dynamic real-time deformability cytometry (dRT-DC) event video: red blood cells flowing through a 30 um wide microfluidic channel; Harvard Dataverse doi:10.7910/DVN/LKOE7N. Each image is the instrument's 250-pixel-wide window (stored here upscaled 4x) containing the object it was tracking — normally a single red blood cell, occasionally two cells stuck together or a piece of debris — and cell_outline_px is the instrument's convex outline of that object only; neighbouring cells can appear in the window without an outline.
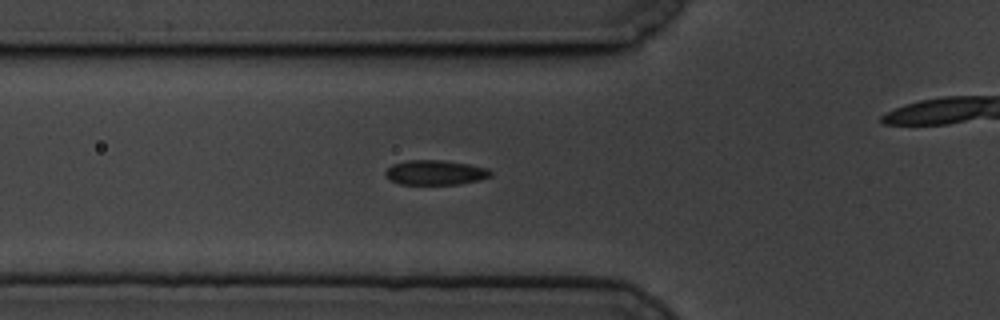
{"species": "common noctule bat (a hibernating species)", "species_latin": "Nyctalus noctula", "temperature_condition": "cold", "stored_images_in_passage": 41, "camera_frame_rate_fps": 3000, "um_per_image_px": 0.085, "animal": {"sex": "male", "body_mass_g": 19.5, "forearm_length_mm": 54.6}, "frame": {"image": 1, "passage_image": 2, "time_ms": 0.333, "image_size_px": [1000, 320], "cell_outline_px": [[492, 176], [480, 180], [460, 184], [400, 184], [392, 180], [384, 172], [392, 164], [408, 160], [440, 160], [468, 164], [488, 168], [492, 172]], "centroid_in_image_um": [37.04, 14.66], "position_along_channel_um": 88.8, "area_um2": 15.09}}
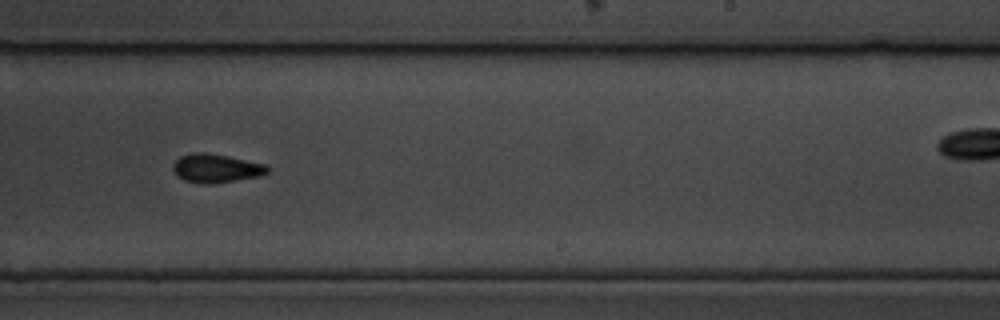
{"frame": {"image": 2, "passage_image": 18, "time_ms": 5.667, "image_size_px": [1000, 320], "cell_outline_px": [[268, 172], [260, 176], [212, 184], [204, 184], [184, 180], [176, 176], [172, 168], [172, 164], [180, 156], [192, 152], [204, 152], [228, 156], [264, 164], [268, 168]], "centroid_in_image_um": [18.31, 14.3], "position_along_channel_um": 270.7, "area_um2": 15.78}}
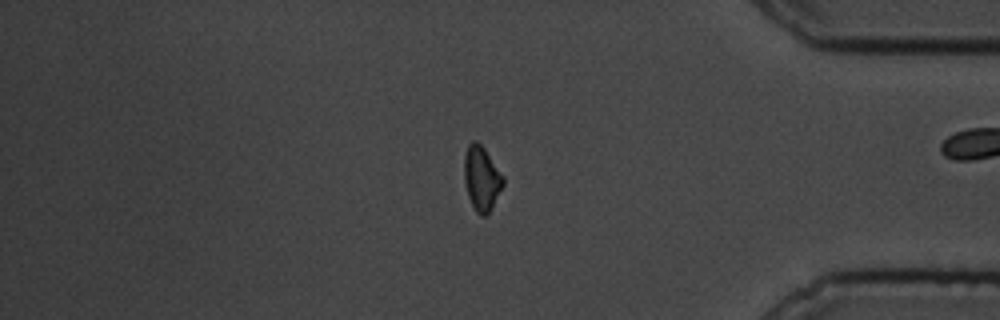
{"frame": {"image": 3, "passage_image": 31, "time_ms": 10.0, "image_size_px": [1000, 320], "cell_outline_px": [[504, 184], [488, 212], [484, 216], [480, 216], [476, 212], [468, 196], [464, 180], [464, 156], [468, 144], [472, 140], [476, 140], [484, 148], [504, 176]], "centroid_in_image_um": [40.92, 15.13], "position_along_channel_um": 394.3, "area_um2": 14.51}}